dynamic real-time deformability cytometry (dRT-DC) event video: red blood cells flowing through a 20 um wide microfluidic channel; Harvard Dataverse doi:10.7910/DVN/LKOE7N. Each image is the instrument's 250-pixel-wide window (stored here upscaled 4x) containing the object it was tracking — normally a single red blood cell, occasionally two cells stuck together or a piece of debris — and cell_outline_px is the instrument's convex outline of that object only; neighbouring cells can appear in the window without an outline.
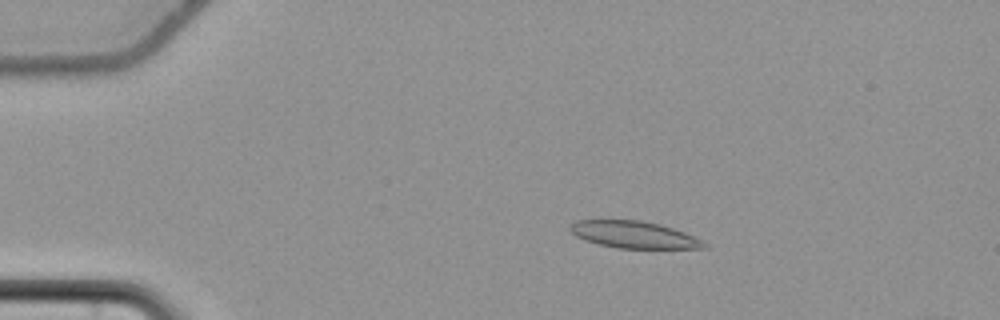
{"species": "common noctule bat (a hibernating species)", "species_latin": "Nyctalus noctula", "temperature_condition": "cold", "stored_images_in_passage": 59, "camera_frame_rate_fps": 3000, "um_per_image_px": 0.085, "animal": {"sex": "female", "body_mass_g": 22.7, "forearm_length_mm": 54.2}, "frame": {"image": 1, "passage_image": 13, "time_ms": 4.0, "image_size_px": [1000, 320], "cell_outline_px": [[708, 248], [616, 248], [584, 240], [576, 236], [568, 228], [576, 220], [640, 220], [660, 224], [684, 232], [704, 240], [708, 244]], "centroid_in_image_um": [53.91, 19.95], "position_along_channel_um": 31.1, "area_um2": 21.04}}
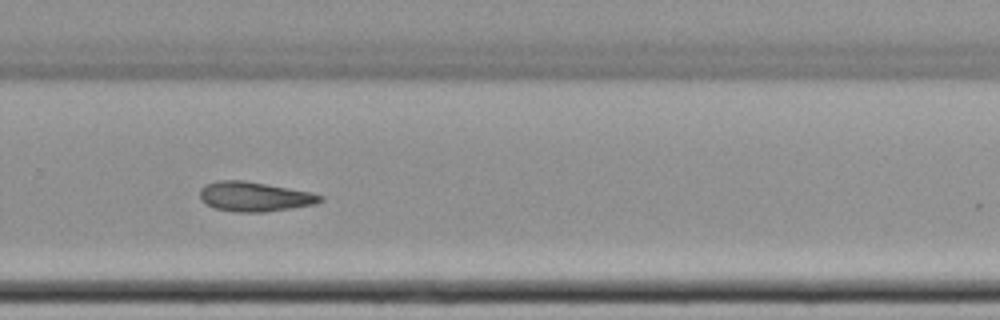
{"frame": {"image": 2, "passage_image": 41, "time_ms": 13.333, "image_size_px": [1000, 320], "cell_outline_px": [[324, 200], [316, 204], [292, 208], [264, 212], [236, 212], [212, 208], [200, 200], [200, 188], [208, 184], [220, 180], [244, 180], [312, 192], [324, 196]], "centroid_in_image_um": [21.65, 16.72], "position_along_channel_um": 308.2, "area_um2": 20.92}}
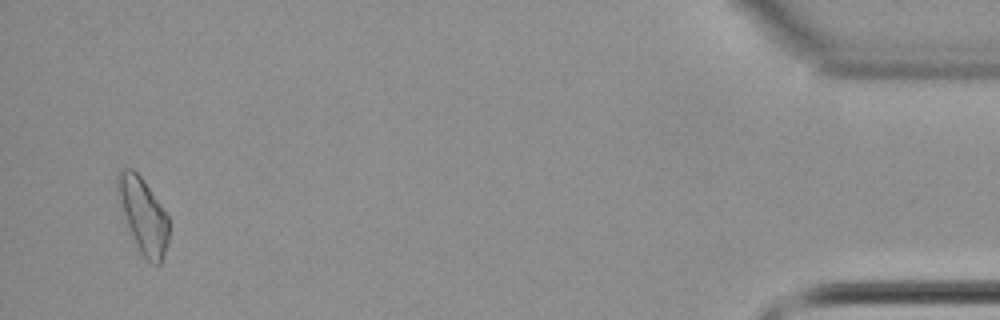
{"frame": {"image": 3, "passage_image": 57, "time_ms": 18.667, "image_size_px": [1000, 320], "cell_outline_px": [[168, 240], [164, 256], [160, 264], [152, 264], [140, 252], [136, 244], [128, 224], [120, 200], [116, 184], [116, 180], [120, 168], [132, 168], [144, 180], [168, 216]], "centroid_in_image_um": [12.19, 18.29], "position_along_channel_um": 423.0, "area_um2": 21.79}}